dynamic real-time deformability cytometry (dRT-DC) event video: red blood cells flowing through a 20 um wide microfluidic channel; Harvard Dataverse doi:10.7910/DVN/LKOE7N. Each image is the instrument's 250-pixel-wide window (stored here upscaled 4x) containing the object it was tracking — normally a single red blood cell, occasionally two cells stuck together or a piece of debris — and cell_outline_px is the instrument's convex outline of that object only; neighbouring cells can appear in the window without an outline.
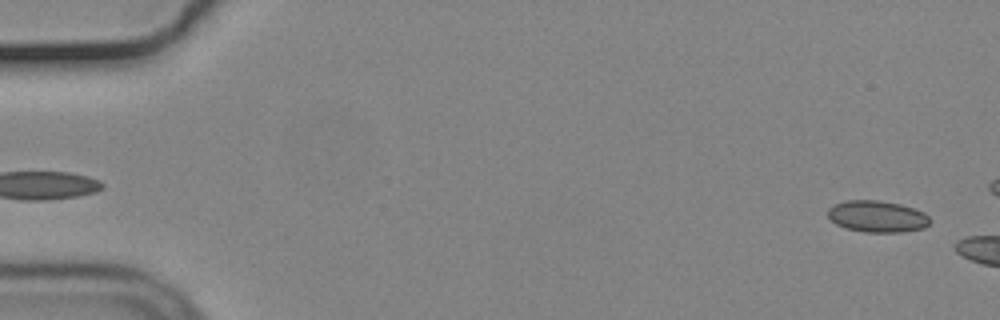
{"species": "common noctule bat (a hibernating species)", "species_latin": "Nyctalus noctula", "temperature_condition": "cold", "stored_images_in_passage": 9, "camera_frame_rate_fps": 3000, "um_per_image_px": 0.085, "animal": {"sex": "male", "body_mass_g": 19.2, "forearm_length_mm": 51.8}, "frame": {"image": 1, "passage_image": 2, "time_ms": 0.333, "image_size_px": [1000, 320], "cell_outline_px": [[932, 220], [924, 228], [900, 232], [864, 232], [844, 228], [836, 224], [828, 216], [828, 208], [836, 204], [848, 200], [876, 200], [900, 204], [924, 212]], "centroid_in_image_um": [74.57, 18.4], "position_along_channel_um": 10.4, "area_um2": 18.73}}